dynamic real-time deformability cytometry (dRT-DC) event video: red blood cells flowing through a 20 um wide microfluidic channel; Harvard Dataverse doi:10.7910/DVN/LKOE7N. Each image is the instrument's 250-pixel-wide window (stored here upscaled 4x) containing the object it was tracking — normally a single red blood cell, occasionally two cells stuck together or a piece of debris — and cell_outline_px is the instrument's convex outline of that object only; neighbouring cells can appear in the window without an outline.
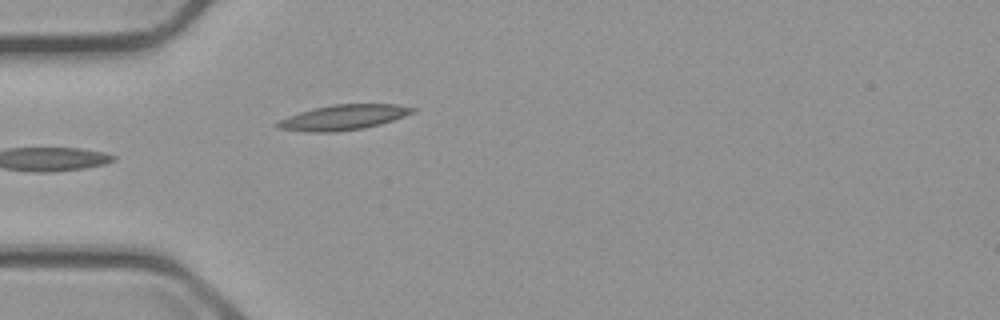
{"species": "common noctule bat (a hibernating species)", "species_latin": "Nyctalus noctula", "temperature_condition": "cold", "stored_images_in_passage": 5, "camera_frame_rate_fps": 3000, "um_per_image_px": 0.085, "animal": {"sex": "male", "body_mass_g": 23.1, "forearm_length_mm": 52.7}, "frame": {"image": 1, "passage_image": 5, "time_ms": 5.0, "image_size_px": [1000, 320], "cell_outline_px": [[416, 112], [380, 124], [360, 128], [332, 132], [308, 132], [276, 128], [272, 124], [288, 116], [312, 108], [332, 104], [396, 104], [416, 108]], "centroid_in_image_um": [29.15, 9.97], "position_along_channel_um": 55.9, "area_um2": 19.77}}